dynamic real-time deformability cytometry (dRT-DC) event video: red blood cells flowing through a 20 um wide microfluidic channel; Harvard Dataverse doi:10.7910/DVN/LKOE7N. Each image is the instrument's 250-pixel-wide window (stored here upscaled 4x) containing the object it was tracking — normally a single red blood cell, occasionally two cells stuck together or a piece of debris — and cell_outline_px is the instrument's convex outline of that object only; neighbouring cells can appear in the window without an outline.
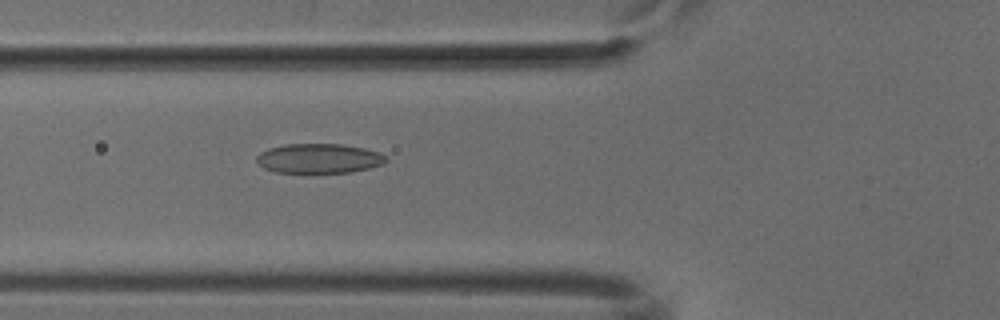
{"species": "common noctule bat (a hibernating species)", "species_latin": "Nyctalus noctula", "temperature_condition": "cold", "stored_images_in_passage": 52, "camera_frame_rate_fps": 3000, "um_per_image_px": 0.085, "animal": {"sex": "male", "body_mass_g": 18.8}, "frame": {"image": 1, "passage_image": 19, "time_ms": 6.0, "image_size_px": [1000, 320], "cell_outline_px": [[388, 160], [384, 164], [352, 172], [276, 172], [264, 168], [256, 160], [256, 156], [260, 152], [268, 148], [284, 144], [340, 144], [364, 148], [380, 152], [388, 156]], "centroid_in_image_um": [27.14, 13.46], "position_along_channel_um": 98.7, "area_um2": 22.37}}
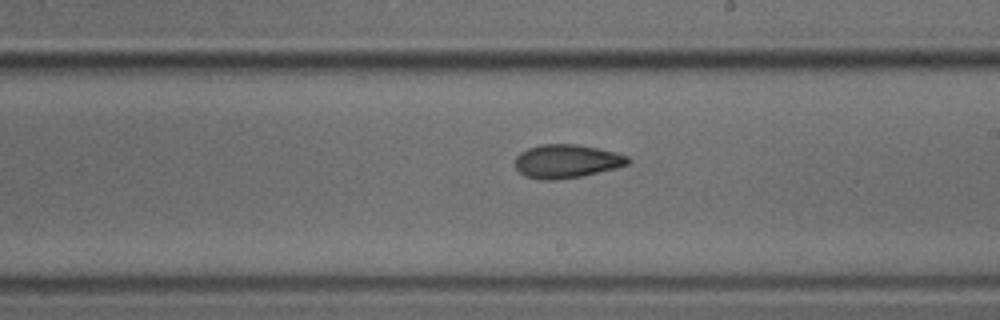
{"frame": {"image": 2, "passage_image": 30, "time_ms": 9.667, "image_size_px": [1000, 320], "cell_outline_px": [[632, 160], [628, 164], [616, 168], [584, 176], [556, 180], [540, 180], [524, 176], [516, 168], [516, 156], [520, 152], [528, 148], [540, 144], [576, 144], [596, 148], [628, 156]], "centroid_in_image_um": [48.15, 13.72], "position_along_channel_um": 240.9, "area_um2": 22.14}}
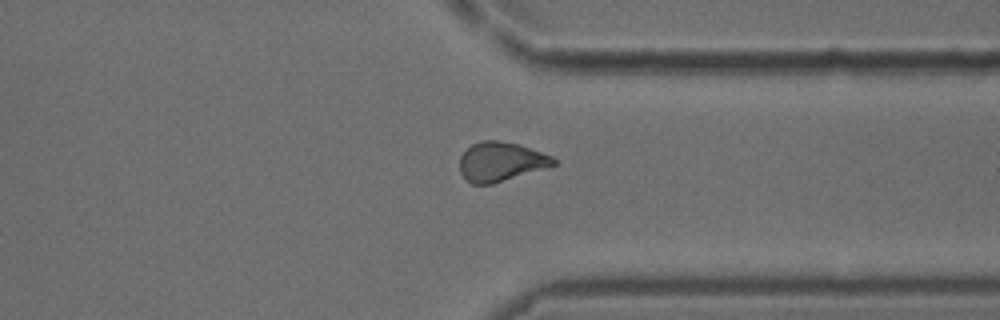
{"frame": {"image": 3, "passage_image": 40, "time_ms": 13.0, "image_size_px": [1000, 320], "cell_outline_px": [[556, 164], [492, 184], [472, 184], [460, 172], [460, 156], [472, 144], [480, 140], [500, 140], [516, 144], [552, 156], [556, 160]], "centroid_in_image_um": [42.53, 13.73], "position_along_channel_um": 368.9, "area_um2": 21.04}}